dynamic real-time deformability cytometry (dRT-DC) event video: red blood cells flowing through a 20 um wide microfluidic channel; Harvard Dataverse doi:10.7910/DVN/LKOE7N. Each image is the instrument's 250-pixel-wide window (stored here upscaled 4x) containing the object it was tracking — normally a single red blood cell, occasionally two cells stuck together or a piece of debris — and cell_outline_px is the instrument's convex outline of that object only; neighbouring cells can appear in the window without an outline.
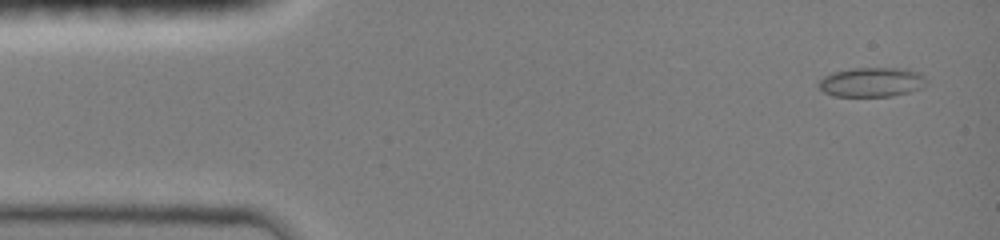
{"species": "common noctule bat (a hibernating species)", "species_latin": "Nyctalus noctula", "temperature_condition": "room temperature", "stored_images_in_passage": 47, "camera_frame_rate_fps": 3000, "um_per_image_px": 0.085, "animal": {"sex": "female", "body_mass_g": 19.0, "forearm_length_mm": 51.5}, "frame": {"image": 1, "passage_image": 3, "time_ms": 0.667, "image_size_px": [1000, 240], "cell_outline_px": [[928, 80], [920, 88], [908, 92], [892, 96], [832, 96], [824, 92], [816, 84], [824, 76], [832, 72], [852, 68], [908, 68], [920, 72]], "centroid_in_image_um": [74.09, 6.97], "position_along_channel_um": 10.9, "area_um2": 18.67}}
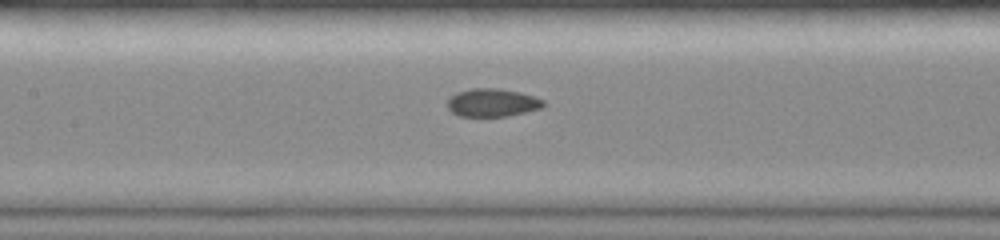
{"frame": {"image": 2, "passage_image": 22, "time_ms": 7.0, "image_size_px": [1000, 240], "cell_outline_px": [[548, 104], [540, 108], [508, 116], [460, 116], [452, 112], [448, 108], [448, 100], [456, 92], [472, 88], [500, 88], [520, 92], [536, 96], [544, 100]], "centroid_in_image_um": [41.89, 8.71], "position_along_channel_um": 165.5, "area_um2": 15.78}}
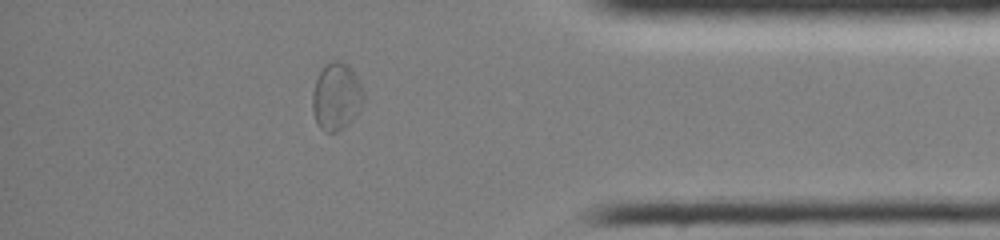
{"frame": {"image": 3, "passage_image": 41, "time_ms": 13.333, "image_size_px": [1000, 240], "cell_outline_px": [[364, 100], [360, 108], [348, 124], [336, 132], [324, 132], [316, 124], [312, 112], [312, 92], [316, 80], [324, 64], [332, 60], [340, 60], [348, 64], [352, 68], [364, 92]], "centroid_in_image_um": [28.57, 8.19], "position_along_channel_um": 406.6, "area_um2": 20.29}, "authors_computed_cell_mechanics": {"area_um2": 16.473, "velocity_mm_per_s": 4.0536, "shape_relaxation_time_tau1_ms": null, "shape_relaxation_time_tau2_ms": 1.6317, "deformation_change_tau1": null, "deformation_change_tau2": 0.0455}}